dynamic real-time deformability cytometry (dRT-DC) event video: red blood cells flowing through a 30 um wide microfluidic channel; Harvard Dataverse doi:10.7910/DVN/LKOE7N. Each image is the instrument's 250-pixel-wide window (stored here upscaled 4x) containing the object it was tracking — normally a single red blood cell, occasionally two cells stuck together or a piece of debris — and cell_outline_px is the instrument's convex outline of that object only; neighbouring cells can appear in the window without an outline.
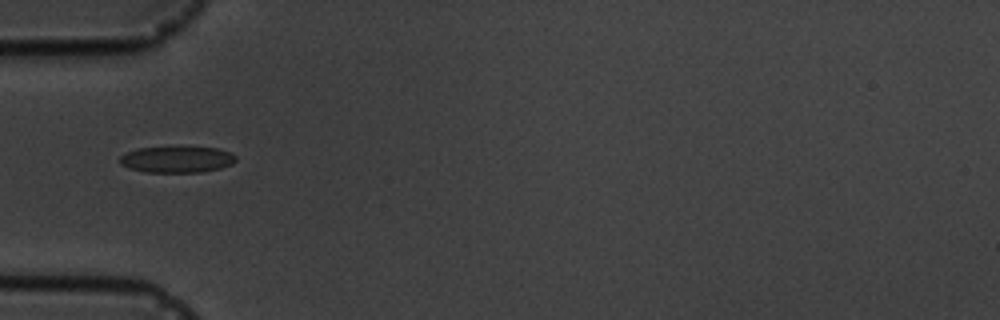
{"species": "common noctule bat (a hibernating species)", "species_latin": "Nyctalus noctula", "temperature_condition": "cold", "stored_images_in_passage": 12, "camera_frame_rate_fps": 3000, "um_per_image_px": 0.085, "animal": {"sex": "male", "body_mass_g": 19.5, "forearm_length_mm": 54.6}, "frame": {"image": 1, "passage_image": 2, "time_ms": 1.333, "image_size_px": [1000, 320], "cell_outline_px": [[236, 160], [232, 164], [220, 168], [200, 172], [144, 172], [128, 168], [120, 164], [120, 156], [136, 148], [216, 148], [228, 152], [236, 156]], "centroid_in_image_um": [15.01, 13.57], "position_along_channel_um": 70.0, "area_um2": 17.46}}
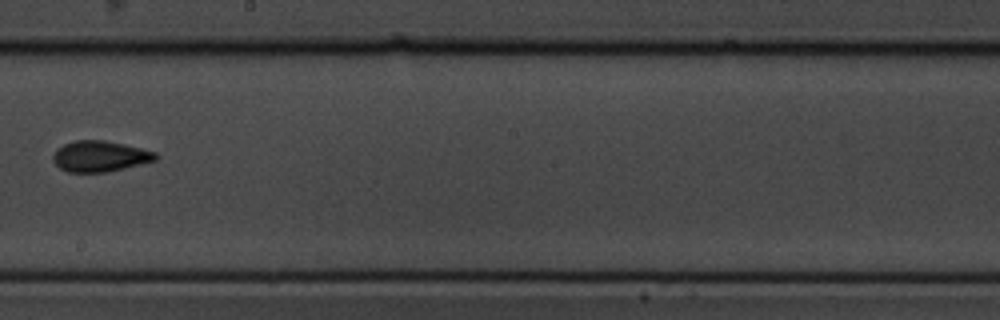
{"frame": {"image": 2, "passage_image": 6, "time_ms": 6.0, "image_size_px": [1000, 320], "cell_outline_px": [[156, 160], [108, 172], [68, 172], [60, 168], [52, 160], [52, 156], [56, 148], [64, 144], [76, 140], [104, 140], [140, 148], [156, 152]], "centroid_in_image_um": [8.45, 13.28], "position_along_channel_um": 239.8, "area_um2": 18.32}}
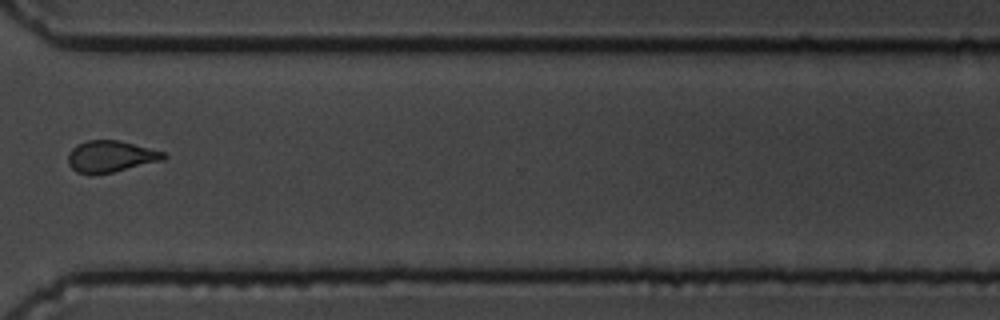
{"frame": {"image": 3, "passage_image": 9, "time_ms": 9.333, "image_size_px": [1000, 320], "cell_outline_px": [[168, 156], [164, 160], [112, 172], [92, 176], [76, 172], [68, 164], [68, 152], [76, 144], [88, 140], [120, 140], [164, 152]], "centroid_in_image_um": [9.38, 13.31], "position_along_channel_um": 361.2, "area_um2": 17.8}, "authors_computed_cell_mechanics": {"area_um2": 17.5423, "velocity_mm_per_s": 3.6515, "shape_relaxation_time_tau1_ms": 5.6193, "shape_relaxation_time_tau2_ms": 2.5902, "deformation_change_tau1": 0.1154, "deformation_change_tau2": 0.0512}}